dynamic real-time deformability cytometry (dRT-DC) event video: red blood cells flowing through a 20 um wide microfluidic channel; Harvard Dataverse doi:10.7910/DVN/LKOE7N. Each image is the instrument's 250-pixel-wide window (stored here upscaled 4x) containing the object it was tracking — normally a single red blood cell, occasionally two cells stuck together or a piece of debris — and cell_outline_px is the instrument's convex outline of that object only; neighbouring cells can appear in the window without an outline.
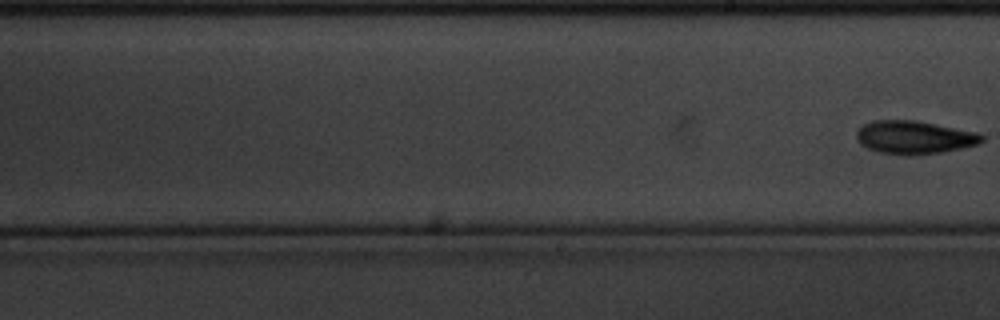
{"species": "common noctule bat (a hibernating species)", "species_latin": "Nyctalus noctula", "temperature_condition": "cold", "stored_images_in_passage": 11, "segment_of_instrument_passage": [2, 2], "camera_frame_rate_fps": 3000, "um_per_image_px": 0.085, "animal": {"sex": "male", "body_mass_g": 20.1, "forearm_length_mm": 53.5}, "frame": {"image": 1, "passage_image": 11, "time_ms": 3.333, "image_size_px": [1000, 320], "cell_outline_px": [[984, 140], [980, 144], [940, 152], [912, 156], [904, 156], [880, 152], [868, 148], [860, 144], [856, 136], [856, 132], [864, 124], [872, 120], [916, 120], [980, 132], [984, 136]], "centroid_in_image_um": [77.75, 11.67], "position_along_channel_um": 211.3, "area_um2": 24.51}}